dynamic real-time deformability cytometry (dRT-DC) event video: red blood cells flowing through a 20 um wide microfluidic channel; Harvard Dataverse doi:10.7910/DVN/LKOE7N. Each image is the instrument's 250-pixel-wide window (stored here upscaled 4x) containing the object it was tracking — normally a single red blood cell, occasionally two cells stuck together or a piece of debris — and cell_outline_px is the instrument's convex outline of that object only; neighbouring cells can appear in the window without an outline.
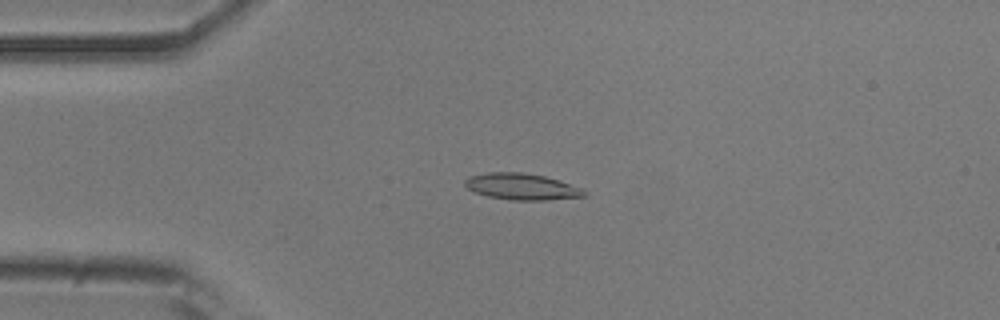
{"species": "common noctule bat (a hibernating species)", "species_latin": "Nyctalus noctula", "temperature_condition": "room temperature", "stored_images_in_passage": 54, "camera_frame_rate_fps": 3000, "um_per_image_px": 0.085, "animal": {"sex": "male", "body_mass_g": 20.5, "forearm_length_mm": 52.5}, "frame": {"image": 1, "passage_image": 13, "time_ms": 4.0, "image_size_px": [1000, 320], "cell_outline_px": [[588, 196], [548, 200], [512, 200], [488, 196], [476, 192], [468, 188], [464, 184], [464, 180], [468, 176], [488, 172], [524, 172], [544, 176], [560, 180], [584, 188], [588, 192]], "centroid_in_image_um": [44.41, 15.86], "position_along_channel_um": 40.6, "area_um2": 18.61}}
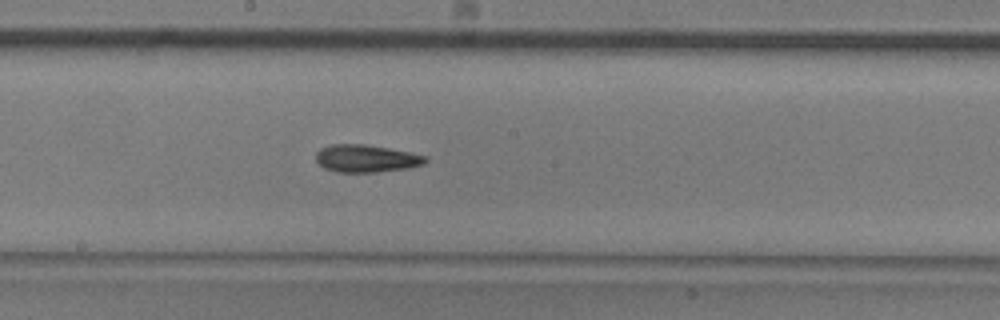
{"frame": {"image": 2, "passage_image": 29, "time_ms": 9.333, "image_size_px": [1000, 320], "cell_outline_px": [[428, 160], [424, 164], [408, 168], [376, 172], [336, 172], [324, 168], [316, 160], [316, 152], [320, 148], [332, 144], [364, 144], [388, 148], [428, 156]], "centroid_in_image_um": [31.12, 13.47], "position_along_channel_um": 217.1, "area_um2": 17.57}}
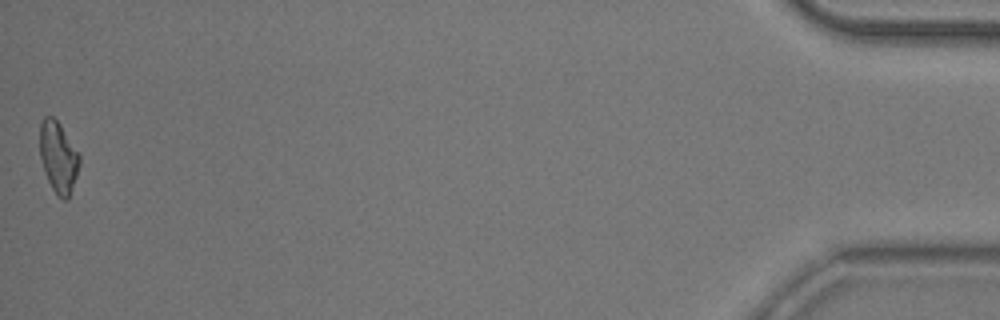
{"frame": {"image": 3, "passage_image": 54, "time_ms": 17.667, "image_size_px": [1000, 320], "cell_outline_px": [[80, 164], [68, 200], [64, 200], [56, 196], [48, 180], [40, 156], [40, 124], [44, 116], [52, 116], [60, 124], [80, 156]], "centroid_in_image_um": [4.95, 13.37], "position_along_channel_um": 430.2, "area_um2": 16.24}, "authors_computed_cell_mechanics": {"area_um2": 17.1088, "velocity_mm_per_s": 3.7332, "shape_relaxation_time_tau1_ms": 5.6258, "shape_relaxation_time_tau2_ms": 8.1183, "deformation_change_tau1": 0.1686, "deformation_change_tau2": 0.1821}}